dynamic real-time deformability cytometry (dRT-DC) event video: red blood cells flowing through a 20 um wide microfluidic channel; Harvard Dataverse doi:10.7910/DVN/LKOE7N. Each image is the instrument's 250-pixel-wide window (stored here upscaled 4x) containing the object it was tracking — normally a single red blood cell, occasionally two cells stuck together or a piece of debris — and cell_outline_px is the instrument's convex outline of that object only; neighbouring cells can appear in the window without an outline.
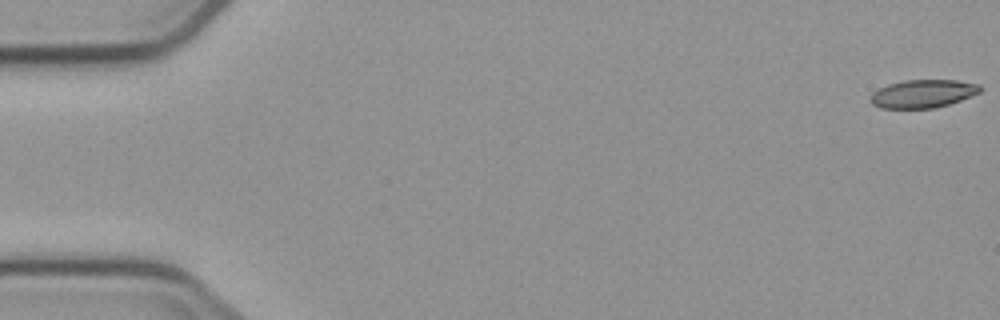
{"species": "common noctule bat (a hibernating species)", "species_latin": "Nyctalus noctula", "temperature_condition": "cold", "stored_images_in_passage": 4, "camera_frame_rate_fps": 3000, "um_per_image_px": 0.085, "animal": {"sex": "male", "body_mass_g": 23.1, "forearm_length_mm": 52.7}, "frame": {"image": 1, "passage_image": 1, "time_ms": 0.0, "image_size_px": [1000, 320], "cell_outline_px": [[980, 92], [960, 100], [936, 108], [880, 108], [872, 104], [868, 100], [872, 92], [888, 84], [904, 80], [956, 80], [980, 84]], "centroid_in_image_um": [78.4, 7.96], "position_along_channel_um": 6.6, "area_um2": 17.98}}